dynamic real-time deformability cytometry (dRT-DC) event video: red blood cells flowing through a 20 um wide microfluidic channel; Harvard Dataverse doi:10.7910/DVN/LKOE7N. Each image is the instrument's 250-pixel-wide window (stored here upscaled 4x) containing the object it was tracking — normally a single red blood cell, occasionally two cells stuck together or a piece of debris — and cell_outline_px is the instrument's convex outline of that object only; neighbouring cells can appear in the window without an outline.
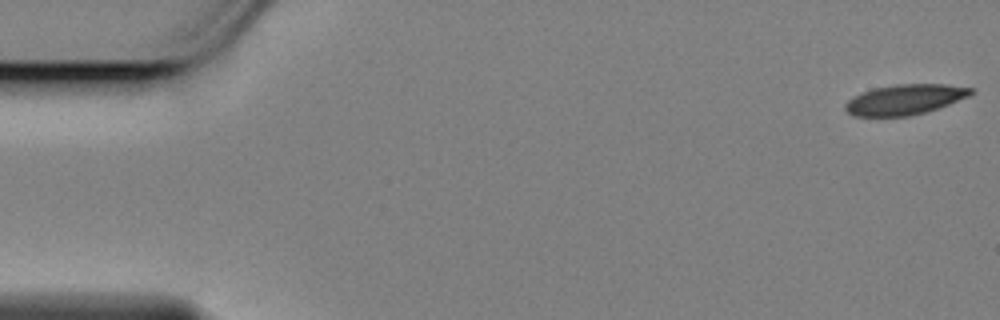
{"species": "Egyptian fruit bat (a non-hibernating species)", "species_latin": "Rousettus aegyptiacus", "temperature_condition": "cold", "stored_images_in_passage": 57, "camera_frame_rate_fps": 3000, "um_per_image_px": 0.085, "animal": {"sex": "female"}, "frame": {"image": 1, "passage_image": 1, "time_ms": 0.0, "image_size_px": [1000, 320], "cell_outline_px": [[976, 92], [968, 96], [948, 104], [924, 112], [908, 116], [856, 116], [848, 112], [844, 108], [844, 104], [848, 100], [872, 88], [896, 84], [948, 84], [972, 88]], "centroid_in_image_um": [76.92, 8.45], "position_along_channel_um": 8.1, "area_um2": 21.91}}
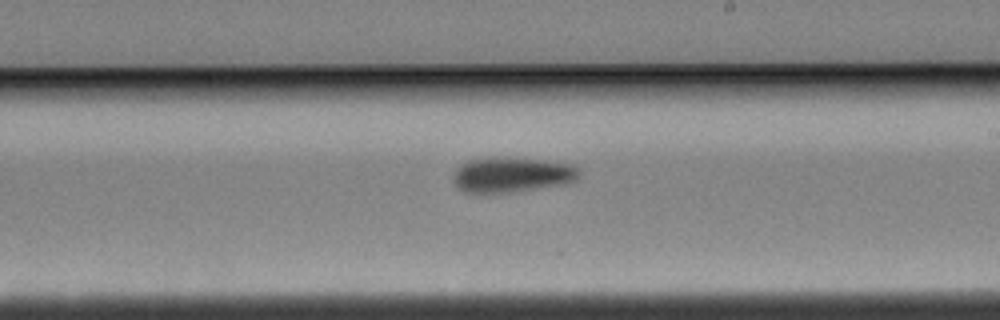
{"frame": {"image": 2, "passage_image": 33, "time_ms": 10.667, "image_size_px": [1000, 320], "cell_outline_px": [[576, 180], [560, 184], [504, 192], [464, 192], [456, 188], [452, 180], [456, 172], [464, 164], [472, 160], [492, 156], [536, 160], [572, 164], [576, 168]], "centroid_in_image_um": [43.43, 14.84], "position_along_channel_um": 245.6, "area_um2": 24.74}}
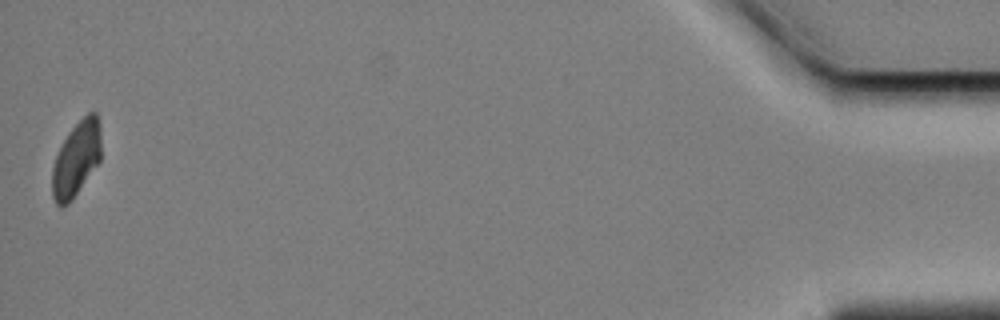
{"frame": {"image": 3, "passage_image": 57, "time_ms": 18.667, "image_size_px": [1000, 320], "cell_outline_px": [[100, 160], [72, 200], [68, 204], [60, 208], [56, 204], [52, 196], [52, 168], [56, 156], [68, 132], [88, 112], [96, 112], [100, 124]], "centroid_in_image_um": [6.48, 13.53], "position_along_channel_um": 428.7, "area_um2": 21.21}, "authors_computed_cell_mechanics": {"area_um2": 23.8714, "velocity_mm_per_s": 3.4412, "shape_relaxation_time_tau1_ms": 5.2427, "shape_relaxation_time_tau2_ms": null, "deformation_change_tau1": 0.1291, "deformation_change_tau2": null}}